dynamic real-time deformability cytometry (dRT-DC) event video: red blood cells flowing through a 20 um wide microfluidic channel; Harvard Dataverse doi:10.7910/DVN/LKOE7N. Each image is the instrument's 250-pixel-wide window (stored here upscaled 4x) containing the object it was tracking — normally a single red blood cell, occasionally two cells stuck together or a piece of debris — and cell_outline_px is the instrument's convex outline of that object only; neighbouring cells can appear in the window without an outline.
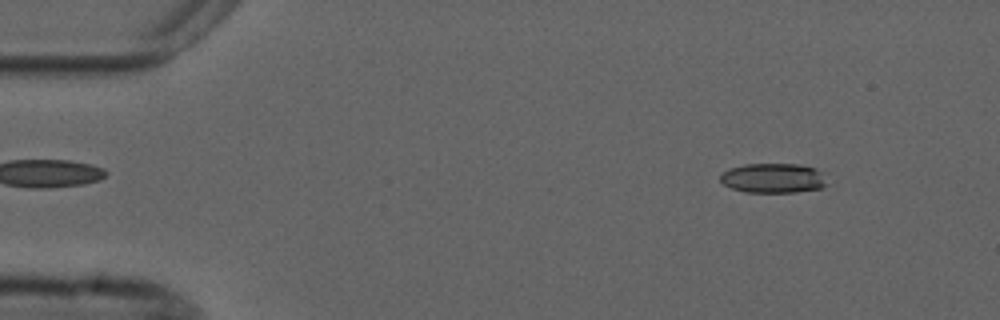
{"species": "common noctule bat (a hibernating species)", "species_latin": "Nyctalus noctula", "temperature_condition": "cold", "stored_images_in_passage": 3, "camera_frame_rate_fps": 3000, "um_per_image_px": 0.085, "animal": {"sex": "male", "forearm_length_mm": 52.5}, "frame": {"image": 1, "passage_image": 1, "time_ms": 0.0, "image_size_px": [1000, 320], "cell_outline_px": [[828, 184], [820, 188], [796, 192], [744, 192], [732, 188], [724, 184], [720, 180], [720, 172], [728, 168], [744, 164], [796, 164], [816, 168], [824, 172]], "centroid_in_image_um": [65.73, 15.13], "position_along_channel_um": 19.3, "area_um2": 18.73}}
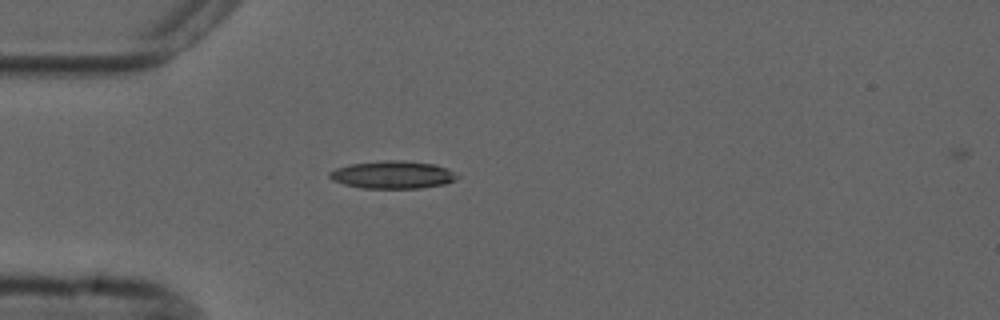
{"frame": {"image": 2, "passage_image": 3, "time_ms": 3.0, "image_size_px": [1000, 320], "cell_outline_px": [[460, 176], [456, 180], [444, 184], [420, 188], [360, 188], [344, 184], [332, 180], [328, 176], [328, 172], [336, 168], [352, 164], [384, 160], [404, 160], [436, 164], [448, 168]], "centroid_in_image_um": [33.4, 14.85], "position_along_channel_um": 51.6, "area_um2": 20.75}}